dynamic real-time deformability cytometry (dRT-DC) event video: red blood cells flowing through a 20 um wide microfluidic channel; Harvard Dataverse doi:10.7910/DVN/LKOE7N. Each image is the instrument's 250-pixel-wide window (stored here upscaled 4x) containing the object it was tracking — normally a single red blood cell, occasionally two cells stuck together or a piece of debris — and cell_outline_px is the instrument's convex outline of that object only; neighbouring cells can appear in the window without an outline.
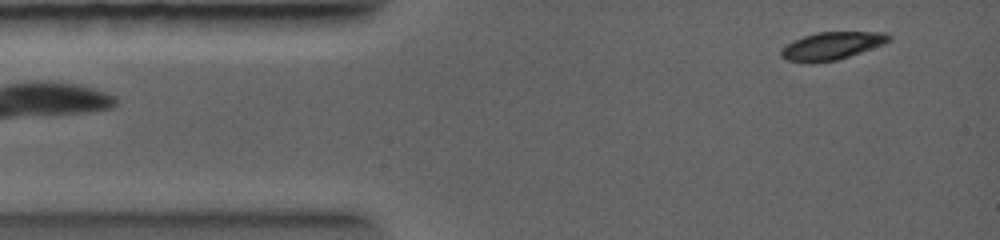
{"species": "common noctule bat (a hibernating species)", "species_latin": "Nyctalus noctula", "temperature_condition": "warm", "stored_images_in_passage": 26, "camera_frame_rate_fps": 5000, "um_per_image_px": 0.085, "animal": {"sex": "female", "body_mass_g": 19.0, "forearm_length_mm": 56.7}, "frame": {"image": 1, "passage_image": 1, "time_ms": 0.0, "image_size_px": [1000, 240], "cell_outline_px": [[892, 40], [884, 44], [836, 60], [808, 64], [784, 60], [780, 56], [780, 48], [804, 36], [820, 32], [888, 32], [892, 36]], "centroid_in_image_um": [70.69, 3.91], "position_along_channel_um": 14.3, "area_um2": 17.51}}
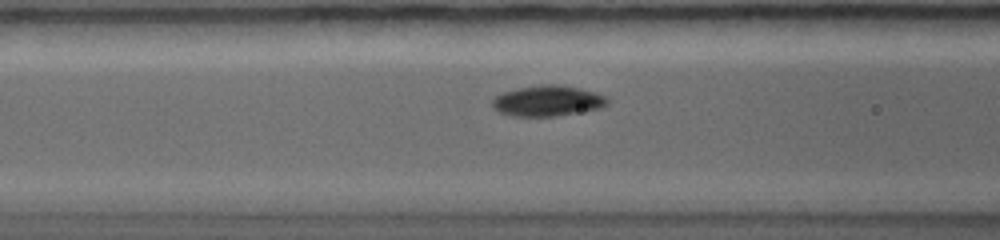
{"frame": {"image": 2, "passage_image": 6, "time_ms": 3.2, "image_size_px": [1000, 240], "cell_outline_px": [[608, 104], [600, 108], [552, 116], [508, 116], [492, 108], [492, 100], [496, 96], [504, 92], [520, 88], [544, 84], [556, 84], [580, 88], [604, 96], [608, 100]], "centroid_in_image_um": [46.5, 8.58], "position_along_channel_um": 120.1, "area_um2": 20.23}}
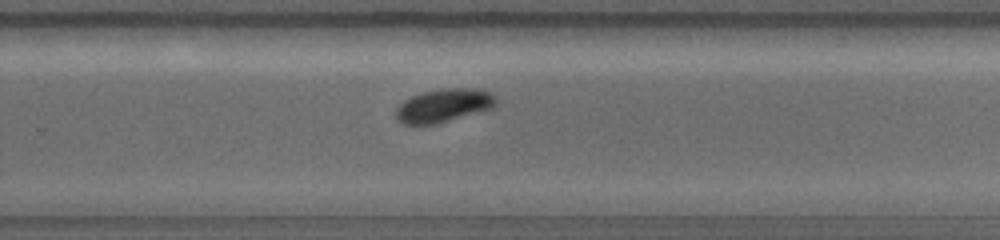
{"frame": {"image": 3, "passage_image": 16, "time_ms": 6.6, "image_size_px": [1000, 240], "cell_outline_px": [[496, 104], [492, 108], [436, 124], [400, 124], [396, 120], [396, 108], [404, 100], [412, 96], [424, 92], [452, 88], [460, 88], [488, 92], [496, 100]], "centroid_in_image_um": [37.64, 9.0], "position_along_channel_um": 292.2, "area_um2": 18.9}}